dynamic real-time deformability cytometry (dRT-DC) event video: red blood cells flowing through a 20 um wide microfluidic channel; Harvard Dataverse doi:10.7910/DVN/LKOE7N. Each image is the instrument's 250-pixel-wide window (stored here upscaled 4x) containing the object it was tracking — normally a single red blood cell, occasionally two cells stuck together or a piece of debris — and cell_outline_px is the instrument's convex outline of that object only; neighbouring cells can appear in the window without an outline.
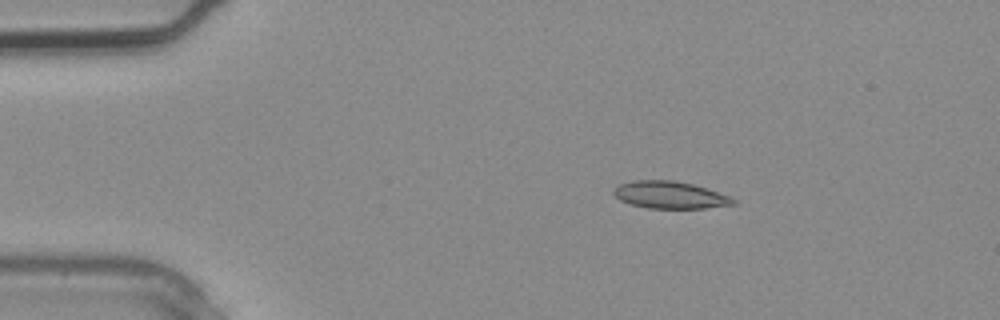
{"species": "common noctule bat (a hibernating species)", "species_latin": "Nyctalus noctula", "temperature_condition": "warm", "stored_images_in_passage": 3, "camera_frame_rate_fps": 3000, "um_per_image_px": 0.085, "animal": {"sex": "male", "body_mass_g": 20.4}, "frame": {"image": 1, "passage_image": 1, "time_ms": 0.0, "image_size_px": [1000, 320], "cell_outline_px": [[736, 204], [704, 208], [648, 208], [632, 204], [620, 200], [612, 192], [612, 188], [620, 184], [632, 180], [672, 180], [692, 184], [728, 196], [736, 200]], "centroid_in_image_um": [56.89, 16.57], "position_along_channel_um": 28.1, "area_um2": 18.73}}
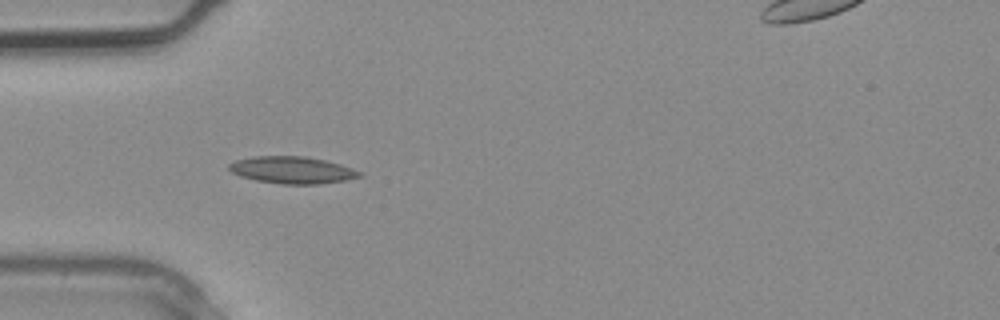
{"frame": {"image": 2, "passage_image": 2, "time_ms": 0.333, "image_size_px": [1000, 320], "cell_outline_px": [[364, 176], [344, 180], [320, 184], [284, 184], [256, 180], [240, 176], [232, 172], [228, 168], [228, 164], [236, 160], [252, 156], [304, 156], [324, 160], [340, 164], [364, 172]], "centroid_in_image_um": [24.86, 14.45], "position_along_channel_um": 60.1, "area_um2": 20.58}}